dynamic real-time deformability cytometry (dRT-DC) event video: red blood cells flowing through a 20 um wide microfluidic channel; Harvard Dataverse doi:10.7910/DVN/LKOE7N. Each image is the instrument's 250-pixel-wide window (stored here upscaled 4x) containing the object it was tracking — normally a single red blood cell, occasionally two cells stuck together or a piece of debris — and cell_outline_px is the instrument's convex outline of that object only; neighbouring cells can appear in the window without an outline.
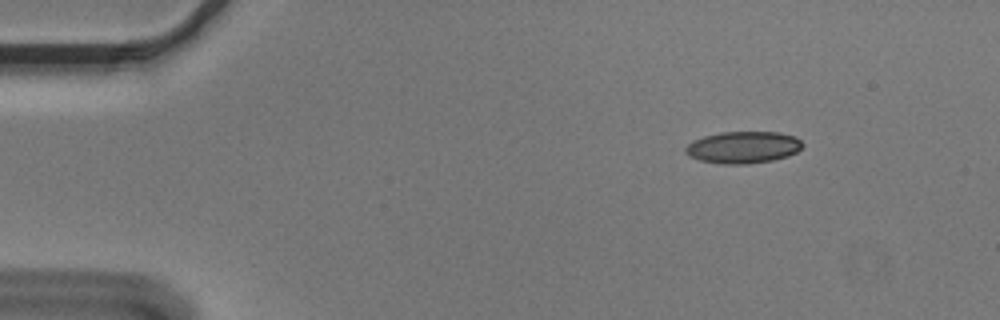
{"species": "Egyptian fruit bat (a non-hibernating species)", "species_latin": "Rousettus aegyptiacus", "temperature_condition": "cold", "stored_images_in_passage": 49, "camera_frame_rate_fps": 3000, "um_per_image_px": 0.085, "animal": {"sex": "male"}, "frame": {"image": 1, "passage_image": 1, "time_ms": 0.0, "image_size_px": [1000, 320], "cell_outline_px": [[804, 144], [796, 152], [788, 156], [772, 160], [748, 164], [720, 164], [700, 160], [688, 156], [684, 152], [684, 148], [692, 140], [704, 136], [720, 132], [780, 132], [796, 136]], "centroid_in_image_um": [63.15, 12.52], "position_along_channel_um": 21.9, "area_um2": 21.96}}
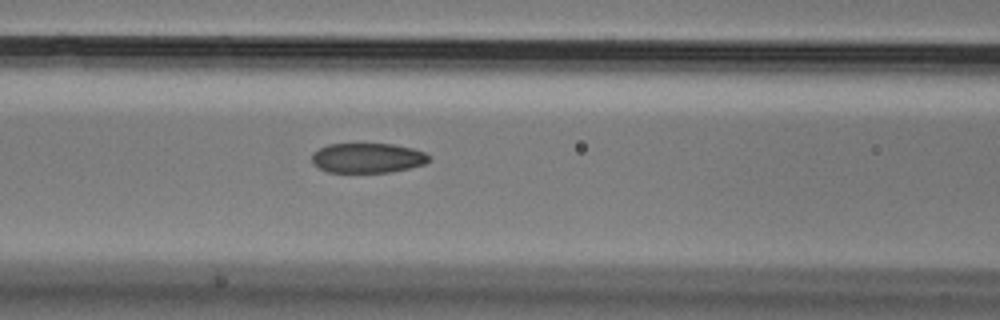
{"frame": {"image": 2, "passage_image": 17, "time_ms": 5.333, "image_size_px": [1000, 320], "cell_outline_px": [[432, 160], [424, 164], [408, 168], [388, 172], [328, 172], [312, 164], [312, 156], [320, 148], [328, 144], [392, 144], [412, 148], [424, 152]], "centroid_in_image_um": [31.25, 13.43], "position_along_channel_um": 135.4, "area_um2": 20.17}}
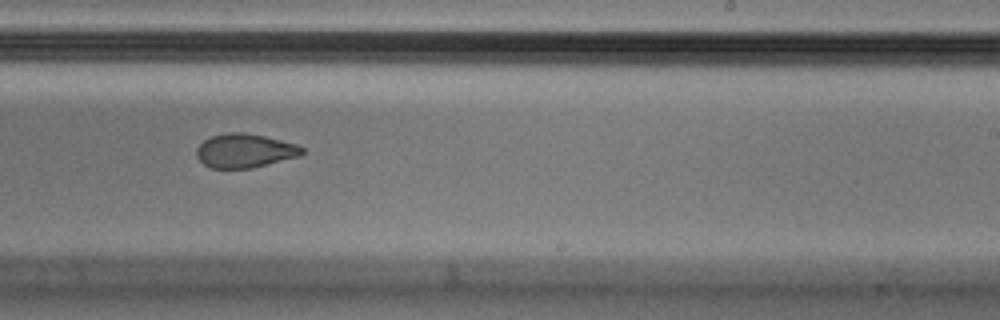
{"frame": {"image": 3, "passage_image": 28, "time_ms": 9.0, "image_size_px": [1000, 320], "cell_outline_px": [[304, 152], [300, 156], [252, 168], [212, 168], [204, 164], [196, 156], [196, 148], [204, 140], [212, 136], [228, 132], [244, 132], [264, 136], [296, 144], [304, 148]], "centroid_in_image_um": [20.8, 12.81], "position_along_channel_um": 268.2, "area_um2": 20.81}, "authors_computed_cell_mechanics": {"area_um2": 22.0218, "velocity_mm_per_s": 3.6269, "shape_relaxation_time_tau1_ms": null, "shape_relaxation_time_tau2_ms": 1.7206, "deformation_change_tau1": null, "deformation_change_tau2": 0.0765}}